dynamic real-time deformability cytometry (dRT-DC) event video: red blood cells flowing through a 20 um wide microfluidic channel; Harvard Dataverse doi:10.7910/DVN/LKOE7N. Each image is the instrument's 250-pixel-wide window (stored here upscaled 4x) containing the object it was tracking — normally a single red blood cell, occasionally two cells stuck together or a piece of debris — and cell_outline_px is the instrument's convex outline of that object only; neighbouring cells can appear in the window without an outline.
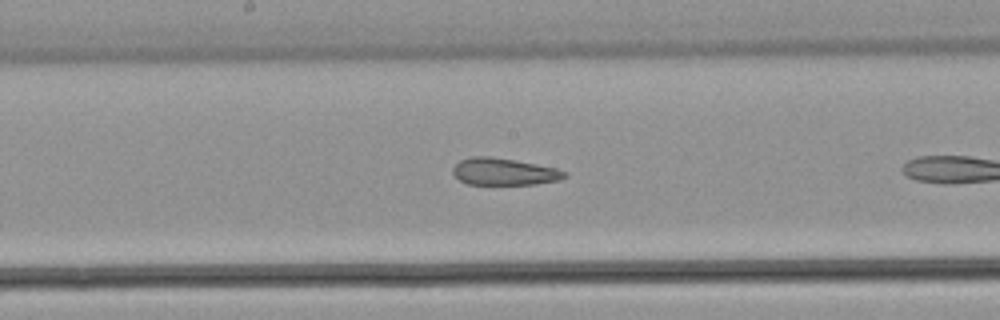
{"species": "common noctule bat (a hibernating species)", "species_latin": "Nyctalus noctula", "temperature_condition": "warm", "stored_images_in_passage": 15, "camera_frame_rate_fps": 3000, "um_per_image_px": 0.085, "animal": {"sex": "male", "body_mass_g": 21.5, "forearm_length_mm": 52.0}, "frame": {"image": 1, "passage_image": 13, "time_ms": 4.0, "image_size_px": [1000, 320], "cell_outline_px": [[568, 176], [560, 180], [536, 184], [468, 184], [460, 180], [452, 172], [452, 168], [460, 160], [472, 156], [492, 156], [516, 160], [556, 168], [568, 172]], "centroid_in_image_um": [42.87, 14.58], "position_along_channel_um": 205.3, "area_um2": 17.69}}